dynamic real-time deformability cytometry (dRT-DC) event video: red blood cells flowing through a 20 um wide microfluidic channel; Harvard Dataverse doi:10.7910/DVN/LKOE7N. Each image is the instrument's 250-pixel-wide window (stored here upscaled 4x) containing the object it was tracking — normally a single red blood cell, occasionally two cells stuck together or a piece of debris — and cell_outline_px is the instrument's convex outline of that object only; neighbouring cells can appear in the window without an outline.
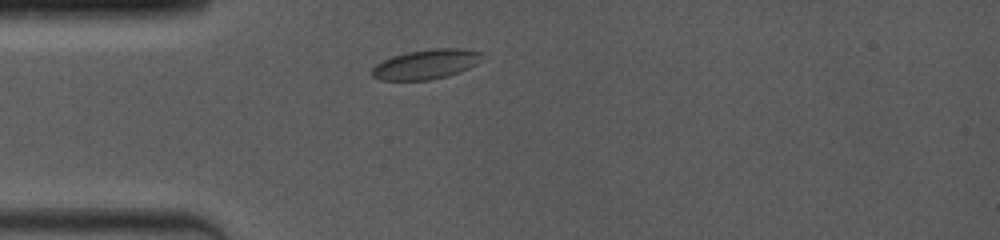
{"species": "common noctule bat (a hibernating species)", "species_latin": "Nyctalus noctula", "temperature_condition": "room temperature", "stored_images_in_passage": 52, "camera_frame_rate_fps": 4000, "um_per_image_px": 0.085, "animal": {"sex": "female", "body_mass_g": 19.0, "forearm_length_mm": 53.3}, "frame": {"image": 1, "passage_image": 1, "time_ms": 0.0, "image_size_px": [1000, 240], "cell_outline_px": [[484, 52], [480, 60], [476, 64], [468, 68], [448, 76], [428, 80], [380, 80], [372, 76], [372, 68], [376, 64], [392, 56], [408, 52], [432, 48], [460, 48]], "centroid_in_image_um": [36.22, 5.45], "position_along_channel_um": 48.8, "area_um2": 19.02}}
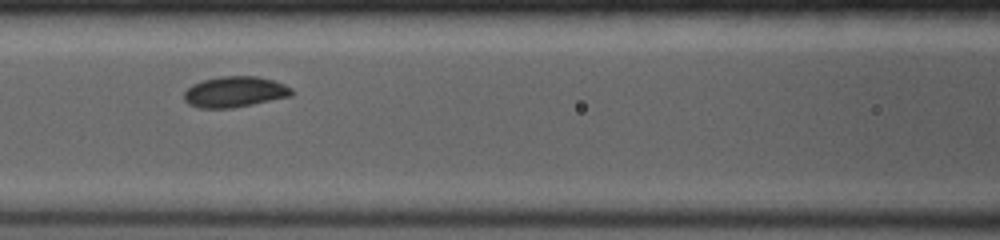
{"frame": {"image": 2, "passage_image": 15, "time_ms": 2.75, "image_size_px": [1000, 240], "cell_outline_px": [[292, 96], [232, 108], [200, 108], [188, 104], [184, 100], [184, 92], [192, 84], [204, 80], [220, 76], [256, 76], [272, 80], [284, 84], [292, 88]], "centroid_in_image_um": [19.94, 7.81], "position_along_channel_um": 146.7, "area_um2": 19.25}}
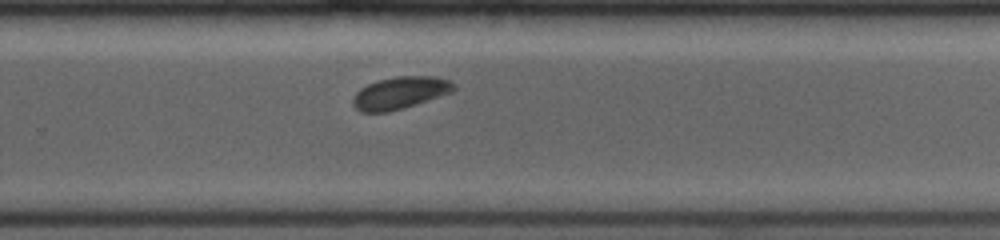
{"frame": {"image": 3, "passage_image": 35, "time_ms": 6.5, "image_size_px": [1000, 240], "cell_outline_px": [[456, 88], [452, 92], [404, 108], [388, 112], [360, 112], [352, 104], [352, 100], [356, 92], [360, 88], [368, 84], [380, 80], [396, 76], [436, 76], [452, 80], [456, 84]], "centroid_in_image_um": [34.03, 7.88], "position_along_channel_um": 295.8, "area_um2": 19.07}, "authors_computed_cell_mechanics": {"area_um2": 19.074, "velocity_mm_per_s": 3.9838, "shape_relaxation_time_tau1_ms": 1.7589, "shape_relaxation_time_tau2_ms": null, "deformation_change_tau1": 0.0743, "deformation_change_tau2": null}}